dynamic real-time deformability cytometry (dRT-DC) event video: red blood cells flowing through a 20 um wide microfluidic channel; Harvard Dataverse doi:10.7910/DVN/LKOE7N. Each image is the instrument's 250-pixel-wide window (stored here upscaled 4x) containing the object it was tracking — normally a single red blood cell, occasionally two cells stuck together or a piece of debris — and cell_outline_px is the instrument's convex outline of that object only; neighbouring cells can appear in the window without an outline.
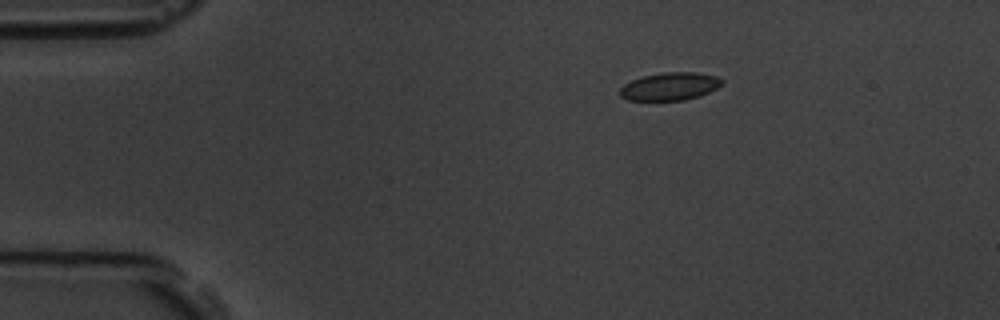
{"species": "common noctule bat (a hibernating species)", "species_latin": "Nyctalus noctula", "temperature_condition": "room temperature", "stored_images_in_passage": 15, "segment_of_instrument_passage": [2, 2], "camera_frame_rate_fps": 3000, "um_per_image_px": 0.085, "animal": {"sex": "male", "body_mass_g": 19.5, "forearm_length_mm": 54.6}, "frame": {"image": 1, "passage_image": 15, "time_ms": 4.667, "image_size_px": [1000, 320], "cell_outline_px": [[724, 84], [700, 96], [684, 100], [628, 100], [620, 96], [620, 88], [624, 84], [632, 80], [644, 76], [664, 72], [696, 72], [716, 76], [724, 80]], "centroid_in_image_um": [56.96, 7.34], "position_along_channel_um": 28.0, "area_um2": 16.53}}